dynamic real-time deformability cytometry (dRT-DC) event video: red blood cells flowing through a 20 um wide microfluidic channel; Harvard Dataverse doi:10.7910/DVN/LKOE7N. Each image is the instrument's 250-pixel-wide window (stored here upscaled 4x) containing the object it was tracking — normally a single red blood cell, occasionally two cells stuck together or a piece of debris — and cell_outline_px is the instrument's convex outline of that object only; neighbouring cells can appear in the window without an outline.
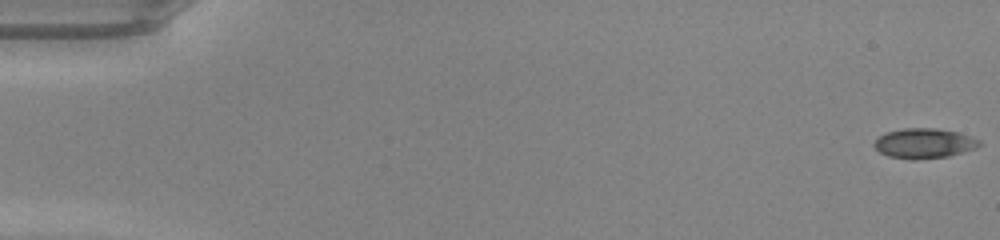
{"species": "common noctule bat (a hibernating species)", "species_latin": "Nyctalus noctula", "temperature_condition": "warm", "stored_images_in_passage": 49, "camera_frame_rate_fps": 3000, "um_per_image_px": 0.085, "animal": {"sex": "male", "body_mass_g": 20.0, "forearm_length_mm": 53.3}, "frame": {"image": 1, "passage_image": 1, "time_ms": 0.0, "image_size_px": [1000, 240], "cell_outline_px": [[980, 144], [976, 148], [948, 156], [920, 160], [912, 160], [888, 156], [880, 152], [872, 144], [884, 132], [904, 128], [936, 128], [956, 132], [972, 136], [980, 140]], "centroid_in_image_um": [78.53, 12.18], "position_along_channel_um": 6.5, "area_um2": 18.44}}
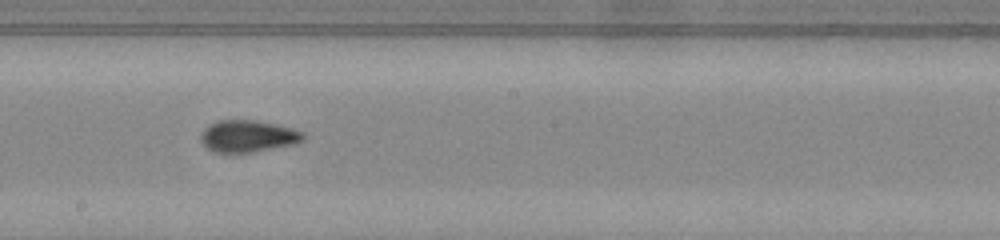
{"frame": {"image": 2, "passage_image": 28, "time_ms": 9.0, "image_size_px": [1000, 240], "cell_outline_px": [[308, 136], [304, 140], [292, 144], [252, 152], [216, 152], [208, 148], [200, 140], [200, 136], [204, 128], [208, 124], [216, 120], [256, 120], [276, 124], [292, 128], [304, 132]], "centroid_in_image_um": [21.08, 11.55], "position_along_channel_um": 227.1, "area_um2": 19.07}}
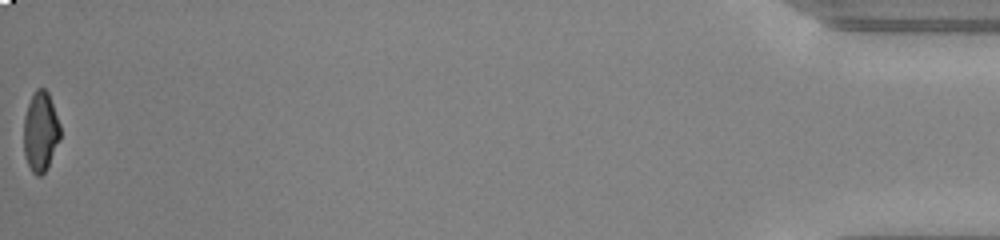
{"frame": {"image": 3, "passage_image": 49, "time_ms": 16.0, "image_size_px": [1000, 240], "cell_outline_px": [[60, 140], [48, 168], [40, 176], [36, 176], [32, 172], [28, 164], [24, 152], [24, 116], [28, 104], [36, 88], [44, 88], [48, 92], [60, 124]], "centroid_in_image_um": [3.46, 11.21], "position_along_channel_um": 431.7, "area_um2": 17.05}, "authors_computed_cell_mechanics": {"area_um2": 18.2648, "velocity_mm_per_s": 4.306, "shape_relaxation_time_tau1_ms": 4.5556, "shape_relaxation_time_tau2_ms": 0.6229, "deformation_change_tau1": 0.1973, "deformation_change_tau2": 0.0662}}